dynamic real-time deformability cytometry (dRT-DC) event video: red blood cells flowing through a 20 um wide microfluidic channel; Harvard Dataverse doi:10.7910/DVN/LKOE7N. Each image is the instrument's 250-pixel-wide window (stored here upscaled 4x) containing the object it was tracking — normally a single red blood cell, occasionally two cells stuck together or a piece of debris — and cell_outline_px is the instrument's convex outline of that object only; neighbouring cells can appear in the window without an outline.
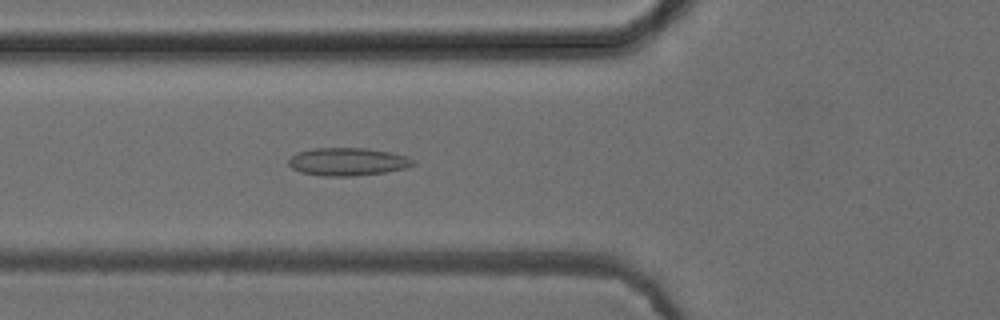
{"species": "common noctule bat (a hibernating species)", "species_latin": "Nyctalus noctula", "temperature_condition": "cold", "stored_images_in_passage": 52, "camera_frame_rate_fps": 3000, "um_per_image_px": 0.085, "animal": {"sex": "female", "body_mass_g": 24.6, "forearm_length_mm": 56.2}, "frame": {"image": 1, "passage_image": 19, "time_ms": 6.0, "image_size_px": [1000, 320], "cell_outline_px": [[416, 164], [408, 168], [384, 172], [352, 176], [324, 176], [300, 172], [292, 168], [288, 164], [288, 160], [296, 152], [312, 148], [368, 148], [408, 156], [416, 160]], "centroid_in_image_um": [29.57, 13.74], "position_along_channel_um": 96.2, "area_um2": 20.4}}
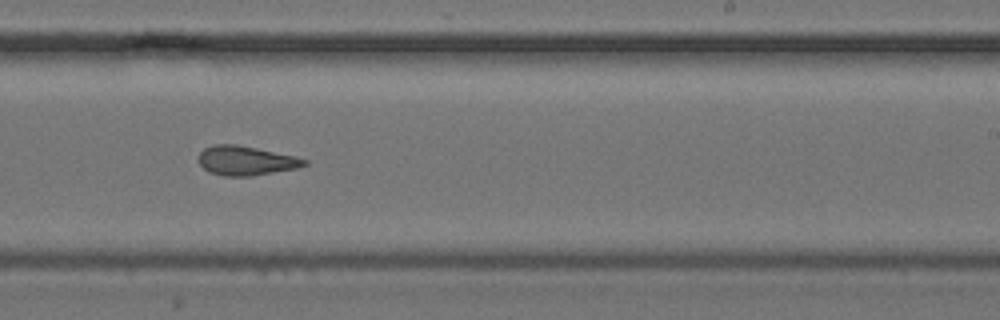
{"frame": {"image": 2, "passage_image": 32, "time_ms": 10.333, "image_size_px": [1000, 320], "cell_outline_px": [[308, 164], [300, 168], [252, 176], [224, 176], [208, 172], [196, 160], [200, 152], [204, 148], [212, 144], [236, 144], [256, 148], [292, 156], [308, 160]], "centroid_in_image_um": [20.87, 13.66], "position_along_channel_um": 268.1, "area_um2": 18.21}}
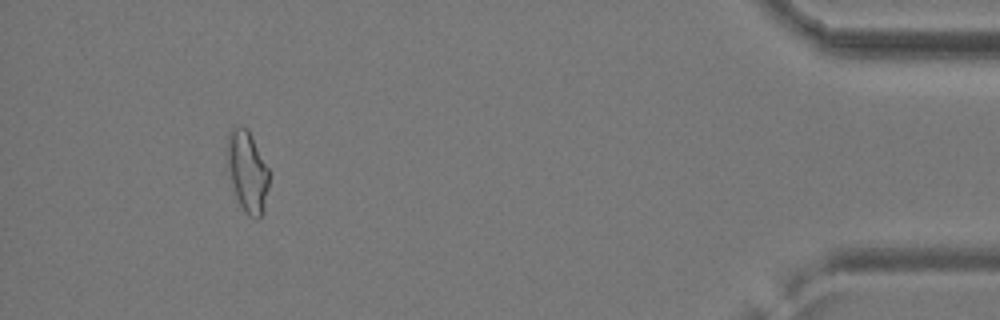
{"frame": {"image": 3, "passage_image": 48, "time_ms": 15.667, "image_size_px": [1000, 320], "cell_outline_px": [[268, 188], [264, 212], [256, 220], [248, 216], [244, 212], [236, 196], [224, 156], [228, 136], [236, 128], [248, 128], [268, 168]], "centroid_in_image_um": [21.02, 14.62], "position_along_channel_um": 414.2, "area_um2": 19.77}, "authors_computed_cell_mechanics": {"area_um2": 19.2474, "velocity_mm_per_s": 3.9542, "shape_relaxation_time_tau1_ms": null, "shape_relaxation_time_tau2_ms": 4.2184, "deformation_change_tau1": null, "deformation_change_tau2": 0.1162}}